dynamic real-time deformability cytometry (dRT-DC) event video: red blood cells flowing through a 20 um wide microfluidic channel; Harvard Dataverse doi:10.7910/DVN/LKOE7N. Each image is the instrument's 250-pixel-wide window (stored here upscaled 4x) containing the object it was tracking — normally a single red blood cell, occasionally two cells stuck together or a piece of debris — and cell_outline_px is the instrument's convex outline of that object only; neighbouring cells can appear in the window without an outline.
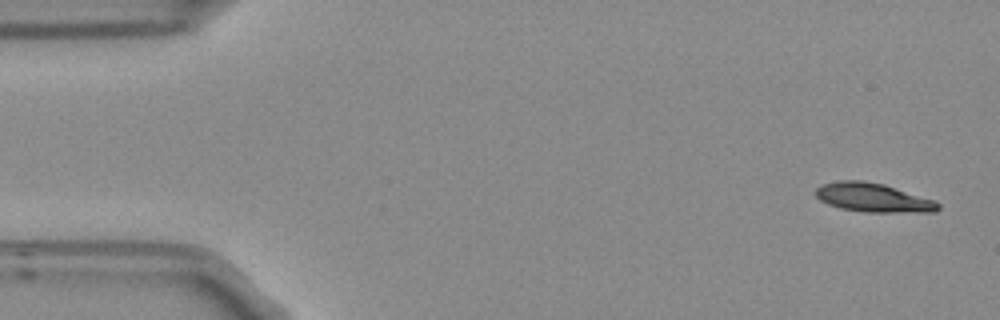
{"species": "Egyptian fruit bat (a non-hibernating species)", "species_latin": "Rousettus aegyptiacus", "temperature_condition": "room temperature", "stored_images_in_passage": 5, "camera_frame_rate_fps": 3000, "um_per_image_px": 0.085, "frame": {"image": 1, "passage_image": 1, "time_ms": 0.0, "image_size_px": [1000, 320], "cell_outline_px": [[940, 208], [936, 212], [864, 212], [840, 208], [828, 204], [820, 200], [816, 196], [816, 188], [824, 184], [836, 180], [864, 180], [884, 184], [936, 200], [940, 204]], "centroid_in_image_um": [74.25, 16.79], "position_along_channel_um": 10.8, "area_um2": 20.81}}